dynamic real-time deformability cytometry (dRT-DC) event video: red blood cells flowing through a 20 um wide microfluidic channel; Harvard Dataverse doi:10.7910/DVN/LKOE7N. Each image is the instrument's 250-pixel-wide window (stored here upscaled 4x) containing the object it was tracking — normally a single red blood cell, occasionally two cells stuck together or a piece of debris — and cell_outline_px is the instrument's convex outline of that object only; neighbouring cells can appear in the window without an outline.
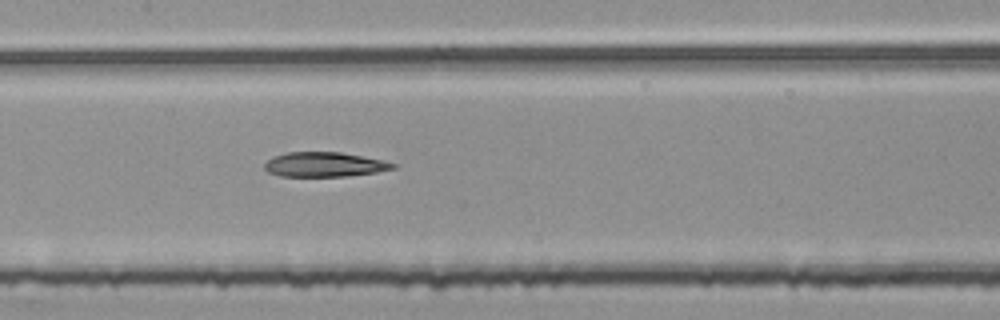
{"species": "common noctule bat (a hibernating species)", "species_latin": "Nyctalus noctula", "temperature_condition": "room temperature", "stored_images_in_passage": 24, "segment_of_instrument_passage": [2, 2], "camera_frame_rate_fps": 3000, "um_per_image_px": 0.085, "animal": {"sex": "female", "body_mass_g": 25.1}, "frame": {"image": 1, "passage_image": 24, "time_ms": 7.667, "image_size_px": [1000, 320], "cell_outline_px": [[396, 168], [376, 172], [348, 176], [280, 176], [268, 172], [264, 168], [264, 164], [272, 156], [288, 152], [340, 152], [364, 156], [384, 160], [396, 164]], "centroid_in_image_um": [27.58, 13.98], "position_along_channel_um": 179.8, "area_um2": 18.5}}